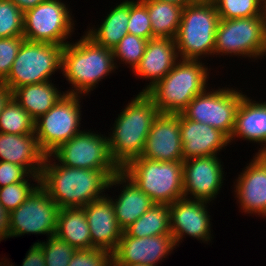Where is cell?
<instances>
[{
  "mask_svg": "<svg viewBox=\"0 0 266 266\" xmlns=\"http://www.w3.org/2000/svg\"><path fill=\"white\" fill-rule=\"evenodd\" d=\"M110 178L102 170L70 168L46 155L40 185L60 209L84 207L103 198Z\"/></svg>",
  "mask_w": 266,
  "mask_h": 266,
  "instance_id": "obj_1",
  "label": "cell"
},
{
  "mask_svg": "<svg viewBox=\"0 0 266 266\" xmlns=\"http://www.w3.org/2000/svg\"><path fill=\"white\" fill-rule=\"evenodd\" d=\"M116 69L113 50L97 45L85 33L63 47L61 74L72 86L65 90L66 94L90 96L100 81Z\"/></svg>",
  "mask_w": 266,
  "mask_h": 266,
  "instance_id": "obj_2",
  "label": "cell"
},
{
  "mask_svg": "<svg viewBox=\"0 0 266 266\" xmlns=\"http://www.w3.org/2000/svg\"><path fill=\"white\" fill-rule=\"evenodd\" d=\"M107 136L111 157L120 169L139 158L154 119L160 113L146 92L133 95Z\"/></svg>",
  "mask_w": 266,
  "mask_h": 266,
  "instance_id": "obj_3",
  "label": "cell"
},
{
  "mask_svg": "<svg viewBox=\"0 0 266 266\" xmlns=\"http://www.w3.org/2000/svg\"><path fill=\"white\" fill-rule=\"evenodd\" d=\"M208 63L179 59L171 71L146 93L160 113H181L190 101L204 92L211 76Z\"/></svg>",
  "mask_w": 266,
  "mask_h": 266,
  "instance_id": "obj_4",
  "label": "cell"
},
{
  "mask_svg": "<svg viewBox=\"0 0 266 266\" xmlns=\"http://www.w3.org/2000/svg\"><path fill=\"white\" fill-rule=\"evenodd\" d=\"M219 14L212 0H196L183 7L175 43L180 59L214 57ZM205 58V59H204Z\"/></svg>",
  "mask_w": 266,
  "mask_h": 266,
  "instance_id": "obj_5",
  "label": "cell"
},
{
  "mask_svg": "<svg viewBox=\"0 0 266 266\" xmlns=\"http://www.w3.org/2000/svg\"><path fill=\"white\" fill-rule=\"evenodd\" d=\"M121 170L156 204L169 205L184 197L183 162L139 157Z\"/></svg>",
  "mask_w": 266,
  "mask_h": 266,
  "instance_id": "obj_6",
  "label": "cell"
},
{
  "mask_svg": "<svg viewBox=\"0 0 266 266\" xmlns=\"http://www.w3.org/2000/svg\"><path fill=\"white\" fill-rule=\"evenodd\" d=\"M217 56H237L254 62L266 58V15L220 19L214 46V57Z\"/></svg>",
  "mask_w": 266,
  "mask_h": 266,
  "instance_id": "obj_7",
  "label": "cell"
},
{
  "mask_svg": "<svg viewBox=\"0 0 266 266\" xmlns=\"http://www.w3.org/2000/svg\"><path fill=\"white\" fill-rule=\"evenodd\" d=\"M64 46L46 42L24 40L19 48L8 76L2 81L12 91L24 85L52 81L61 73Z\"/></svg>",
  "mask_w": 266,
  "mask_h": 266,
  "instance_id": "obj_8",
  "label": "cell"
},
{
  "mask_svg": "<svg viewBox=\"0 0 266 266\" xmlns=\"http://www.w3.org/2000/svg\"><path fill=\"white\" fill-rule=\"evenodd\" d=\"M69 6L62 0H46L24 12L23 37L25 40L60 46L70 43L71 40H68L75 34L76 21Z\"/></svg>",
  "mask_w": 266,
  "mask_h": 266,
  "instance_id": "obj_9",
  "label": "cell"
},
{
  "mask_svg": "<svg viewBox=\"0 0 266 266\" xmlns=\"http://www.w3.org/2000/svg\"><path fill=\"white\" fill-rule=\"evenodd\" d=\"M70 168L102 170L110 179L121 169L111 157L107 135L84 129L50 154Z\"/></svg>",
  "mask_w": 266,
  "mask_h": 266,
  "instance_id": "obj_10",
  "label": "cell"
},
{
  "mask_svg": "<svg viewBox=\"0 0 266 266\" xmlns=\"http://www.w3.org/2000/svg\"><path fill=\"white\" fill-rule=\"evenodd\" d=\"M83 97L65 94L46 114L35 120V136L45 155H50L83 130L80 129Z\"/></svg>",
  "mask_w": 266,
  "mask_h": 266,
  "instance_id": "obj_11",
  "label": "cell"
},
{
  "mask_svg": "<svg viewBox=\"0 0 266 266\" xmlns=\"http://www.w3.org/2000/svg\"><path fill=\"white\" fill-rule=\"evenodd\" d=\"M207 88L196 95L181 112L187 119L210 125L229 139L233 133L236 112L245 94L235 87Z\"/></svg>",
  "mask_w": 266,
  "mask_h": 266,
  "instance_id": "obj_12",
  "label": "cell"
},
{
  "mask_svg": "<svg viewBox=\"0 0 266 266\" xmlns=\"http://www.w3.org/2000/svg\"><path fill=\"white\" fill-rule=\"evenodd\" d=\"M60 208L39 185L19 207L10 212V238L25 234L55 235Z\"/></svg>",
  "mask_w": 266,
  "mask_h": 266,
  "instance_id": "obj_13",
  "label": "cell"
},
{
  "mask_svg": "<svg viewBox=\"0 0 266 266\" xmlns=\"http://www.w3.org/2000/svg\"><path fill=\"white\" fill-rule=\"evenodd\" d=\"M208 204L211 205L207 201L185 197L169 204L171 236L176 247H179L187 236L201 241V243L210 244L212 242V219L209 214L211 212L208 211Z\"/></svg>",
  "mask_w": 266,
  "mask_h": 266,
  "instance_id": "obj_14",
  "label": "cell"
},
{
  "mask_svg": "<svg viewBox=\"0 0 266 266\" xmlns=\"http://www.w3.org/2000/svg\"><path fill=\"white\" fill-rule=\"evenodd\" d=\"M218 155L183 160L184 197L213 203L220 194L226 173Z\"/></svg>",
  "mask_w": 266,
  "mask_h": 266,
  "instance_id": "obj_15",
  "label": "cell"
},
{
  "mask_svg": "<svg viewBox=\"0 0 266 266\" xmlns=\"http://www.w3.org/2000/svg\"><path fill=\"white\" fill-rule=\"evenodd\" d=\"M177 249L171 234L136 238L124 231L115 252L112 264H145L159 266Z\"/></svg>",
  "mask_w": 266,
  "mask_h": 266,
  "instance_id": "obj_16",
  "label": "cell"
},
{
  "mask_svg": "<svg viewBox=\"0 0 266 266\" xmlns=\"http://www.w3.org/2000/svg\"><path fill=\"white\" fill-rule=\"evenodd\" d=\"M140 157L157 161L183 162L179 113H159L146 138Z\"/></svg>",
  "mask_w": 266,
  "mask_h": 266,
  "instance_id": "obj_17",
  "label": "cell"
},
{
  "mask_svg": "<svg viewBox=\"0 0 266 266\" xmlns=\"http://www.w3.org/2000/svg\"><path fill=\"white\" fill-rule=\"evenodd\" d=\"M233 182L239 211L266 219V169L253 156Z\"/></svg>",
  "mask_w": 266,
  "mask_h": 266,
  "instance_id": "obj_18",
  "label": "cell"
},
{
  "mask_svg": "<svg viewBox=\"0 0 266 266\" xmlns=\"http://www.w3.org/2000/svg\"><path fill=\"white\" fill-rule=\"evenodd\" d=\"M179 126L184 160L220 155L230 145L229 138L223 132L210 125L189 120L182 113H179Z\"/></svg>",
  "mask_w": 266,
  "mask_h": 266,
  "instance_id": "obj_19",
  "label": "cell"
},
{
  "mask_svg": "<svg viewBox=\"0 0 266 266\" xmlns=\"http://www.w3.org/2000/svg\"><path fill=\"white\" fill-rule=\"evenodd\" d=\"M117 186L118 191L120 186V194L111 197L107 193V196L112 201L118 225L124 231L153 206L154 202L122 170L110 179L108 192L110 188Z\"/></svg>",
  "mask_w": 266,
  "mask_h": 266,
  "instance_id": "obj_20",
  "label": "cell"
},
{
  "mask_svg": "<svg viewBox=\"0 0 266 266\" xmlns=\"http://www.w3.org/2000/svg\"><path fill=\"white\" fill-rule=\"evenodd\" d=\"M175 40L172 38H153L147 43L145 53L132 71L136 79L148 81L140 92H147L164 78L179 60Z\"/></svg>",
  "mask_w": 266,
  "mask_h": 266,
  "instance_id": "obj_21",
  "label": "cell"
},
{
  "mask_svg": "<svg viewBox=\"0 0 266 266\" xmlns=\"http://www.w3.org/2000/svg\"><path fill=\"white\" fill-rule=\"evenodd\" d=\"M83 208L93 248L103 249L113 254L123 230L118 225L111 199L105 195L103 198L91 201Z\"/></svg>",
  "mask_w": 266,
  "mask_h": 266,
  "instance_id": "obj_22",
  "label": "cell"
},
{
  "mask_svg": "<svg viewBox=\"0 0 266 266\" xmlns=\"http://www.w3.org/2000/svg\"><path fill=\"white\" fill-rule=\"evenodd\" d=\"M45 154L35 134L0 133V161L24 167L32 175H41Z\"/></svg>",
  "mask_w": 266,
  "mask_h": 266,
  "instance_id": "obj_23",
  "label": "cell"
},
{
  "mask_svg": "<svg viewBox=\"0 0 266 266\" xmlns=\"http://www.w3.org/2000/svg\"><path fill=\"white\" fill-rule=\"evenodd\" d=\"M236 138L256 143L260 148L266 146V101L253 100L243 95L236 112L230 145L238 141Z\"/></svg>",
  "mask_w": 266,
  "mask_h": 266,
  "instance_id": "obj_24",
  "label": "cell"
},
{
  "mask_svg": "<svg viewBox=\"0 0 266 266\" xmlns=\"http://www.w3.org/2000/svg\"><path fill=\"white\" fill-rule=\"evenodd\" d=\"M65 94L52 81L24 85L12 91V97L34 120L46 114Z\"/></svg>",
  "mask_w": 266,
  "mask_h": 266,
  "instance_id": "obj_25",
  "label": "cell"
},
{
  "mask_svg": "<svg viewBox=\"0 0 266 266\" xmlns=\"http://www.w3.org/2000/svg\"><path fill=\"white\" fill-rule=\"evenodd\" d=\"M103 21V22H102ZM97 24L89 26L85 34L97 45L113 49L128 34L129 0H122L111 8L105 18Z\"/></svg>",
  "mask_w": 266,
  "mask_h": 266,
  "instance_id": "obj_26",
  "label": "cell"
},
{
  "mask_svg": "<svg viewBox=\"0 0 266 266\" xmlns=\"http://www.w3.org/2000/svg\"><path fill=\"white\" fill-rule=\"evenodd\" d=\"M55 235L78 250L93 248L83 207L60 209Z\"/></svg>",
  "mask_w": 266,
  "mask_h": 266,
  "instance_id": "obj_27",
  "label": "cell"
},
{
  "mask_svg": "<svg viewBox=\"0 0 266 266\" xmlns=\"http://www.w3.org/2000/svg\"><path fill=\"white\" fill-rule=\"evenodd\" d=\"M146 6L154 38L175 39L183 6L166 1L141 0Z\"/></svg>",
  "mask_w": 266,
  "mask_h": 266,
  "instance_id": "obj_28",
  "label": "cell"
},
{
  "mask_svg": "<svg viewBox=\"0 0 266 266\" xmlns=\"http://www.w3.org/2000/svg\"><path fill=\"white\" fill-rule=\"evenodd\" d=\"M124 232L136 238L171 234L169 205L154 203Z\"/></svg>",
  "mask_w": 266,
  "mask_h": 266,
  "instance_id": "obj_29",
  "label": "cell"
},
{
  "mask_svg": "<svg viewBox=\"0 0 266 266\" xmlns=\"http://www.w3.org/2000/svg\"><path fill=\"white\" fill-rule=\"evenodd\" d=\"M0 133L35 134V120L13 97L0 113Z\"/></svg>",
  "mask_w": 266,
  "mask_h": 266,
  "instance_id": "obj_30",
  "label": "cell"
},
{
  "mask_svg": "<svg viewBox=\"0 0 266 266\" xmlns=\"http://www.w3.org/2000/svg\"><path fill=\"white\" fill-rule=\"evenodd\" d=\"M220 19L266 15V0H212Z\"/></svg>",
  "mask_w": 266,
  "mask_h": 266,
  "instance_id": "obj_31",
  "label": "cell"
},
{
  "mask_svg": "<svg viewBox=\"0 0 266 266\" xmlns=\"http://www.w3.org/2000/svg\"><path fill=\"white\" fill-rule=\"evenodd\" d=\"M148 41L136 35L126 34L112 49L116 68L124 64L133 71L143 57Z\"/></svg>",
  "mask_w": 266,
  "mask_h": 266,
  "instance_id": "obj_32",
  "label": "cell"
},
{
  "mask_svg": "<svg viewBox=\"0 0 266 266\" xmlns=\"http://www.w3.org/2000/svg\"><path fill=\"white\" fill-rule=\"evenodd\" d=\"M30 181V182H28ZM35 183H31V182ZM40 185V176L29 174L23 181L0 188V203L12 212L19 207Z\"/></svg>",
  "mask_w": 266,
  "mask_h": 266,
  "instance_id": "obj_33",
  "label": "cell"
},
{
  "mask_svg": "<svg viewBox=\"0 0 266 266\" xmlns=\"http://www.w3.org/2000/svg\"><path fill=\"white\" fill-rule=\"evenodd\" d=\"M35 243L42 247L46 266H68L77 250L56 235L49 236L46 241Z\"/></svg>",
  "mask_w": 266,
  "mask_h": 266,
  "instance_id": "obj_34",
  "label": "cell"
},
{
  "mask_svg": "<svg viewBox=\"0 0 266 266\" xmlns=\"http://www.w3.org/2000/svg\"><path fill=\"white\" fill-rule=\"evenodd\" d=\"M24 13L10 0H0V38L23 36Z\"/></svg>",
  "mask_w": 266,
  "mask_h": 266,
  "instance_id": "obj_35",
  "label": "cell"
},
{
  "mask_svg": "<svg viewBox=\"0 0 266 266\" xmlns=\"http://www.w3.org/2000/svg\"><path fill=\"white\" fill-rule=\"evenodd\" d=\"M127 28L129 34L146 40L154 38L147 6L141 0H129V22Z\"/></svg>",
  "mask_w": 266,
  "mask_h": 266,
  "instance_id": "obj_36",
  "label": "cell"
},
{
  "mask_svg": "<svg viewBox=\"0 0 266 266\" xmlns=\"http://www.w3.org/2000/svg\"><path fill=\"white\" fill-rule=\"evenodd\" d=\"M68 266H112V254L103 249H77Z\"/></svg>",
  "mask_w": 266,
  "mask_h": 266,
  "instance_id": "obj_37",
  "label": "cell"
},
{
  "mask_svg": "<svg viewBox=\"0 0 266 266\" xmlns=\"http://www.w3.org/2000/svg\"><path fill=\"white\" fill-rule=\"evenodd\" d=\"M24 40L23 36L0 38V82L8 76Z\"/></svg>",
  "mask_w": 266,
  "mask_h": 266,
  "instance_id": "obj_38",
  "label": "cell"
},
{
  "mask_svg": "<svg viewBox=\"0 0 266 266\" xmlns=\"http://www.w3.org/2000/svg\"><path fill=\"white\" fill-rule=\"evenodd\" d=\"M29 174L22 166L0 161V188L23 181Z\"/></svg>",
  "mask_w": 266,
  "mask_h": 266,
  "instance_id": "obj_39",
  "label": "cell"
},
{
  "mask_svg": "<svg viewBox=\"0 0 266 266\" xmlns=\"http://www.w3.org/2000/svg\"><path fill=\"white\" fill-rule=\"evenodd\" d=\"M21 266H46L42 247L38 243L31 245Z\"/></svg>",
  "mask_w": 266,
  "mask_h": 266,
  "instance_id": "obj_40",
  "label": "cell"
},
{
  "mask_svg": "<svg viewBox=\"0 0 266 266\" xmlns=\"http://www.w3.org/2000/svg\"><path fill=\"white\" fill-rule=\"evenodd\" d=\"M10 238V212L0 203V242Z\"/></svg>",
  "mask_w": 266,
  "mask_h": 266,
  "instance_id": "obj_41",
  "label": "cell"
},
{
  "mask_svg": "<svg viewBox=\"0 0 266 266\" xmlns=\"http://www.w3.org/2000/svg\"><path fill=\"white\" fill-rule=\"evenodd\" d=\"M12 98V90L4 83L0 82V113L6 106V104Z\"/></svg>",
  "mask_w": 266,
  "mask_h": 266,
  "instance_id": "obj_42",
  "label": "cell"
},
{
  "mask_svg": "<svg viewBox=\"0 0 266 266\" xmlns=\"http://www.w3.org/2000/svg\"><path fill=\"white\" fill-rule=\"evenodd\" d=\"M12 1L23 13L29 9L36 7L38 4L46 0H10Z\"/></svg>",
  "mask_w": 266,
  "mask_h": 266,
  "instance_id": "obj_43",
  "label": "cell"
},
{
  "mask_svg": "<svg viewBox=\"0 0 266 266\" xmlns=\"http://www.w3.org/2000/svg\"><path fill=\"white\" fill-rule=\"evenodd\" d=\"M266 169V146L259 148L253 155Z\"/></svg>",
  "mask_w": 266,
  "mask_h": 266,
  "instance_id": "obj_44",
  "label": "cell"
},
{
  "mask_svg": "<svg viewBox=\"0 0 266 266\" xmlns=\"http://www.w3.org/2000/svg\"><path fill=\"white\" fill-rule=\"evenodd\" d=\"M156 1L172 2V3H175V4H178V5L185 7L188 4L194 3L196 0H156Z\"/></svg>",
  "mask_w": 266,
  "mask_h": 266,
  "instance_id": "obj_45",
  "label": "cell"
},
{
  "mask_svg": "<svg viewBox=\"0 0 266 266\" xmlns=\"http://www.w3.org/2000/svg\"><path fill=\"white\" fill-rule=\"evenodd\" d=\"M0 266H15V265H13V263L10 262L9 259L3 257L1 258Z\"/></svg>",
  "mask_w": 266,
  "mask_h": 266,
  "instance_id": "obj_46",
  "label": "cell"
},
{
  "mask_svg": "<svg viewBox=\"0 0 266 266\" xmlns=\"http://www.w3.org/2000/svg\"><path fill=\"white\" fill-rule=\"evenodd\" d=\"M112 266H148V265L137 263V264H112Z\"/></svg>",
  "mask_w": 266,
  "mask_h": 266,
  "instance_id": "obj_47",
  "label": "cell"
}]
</instances>
